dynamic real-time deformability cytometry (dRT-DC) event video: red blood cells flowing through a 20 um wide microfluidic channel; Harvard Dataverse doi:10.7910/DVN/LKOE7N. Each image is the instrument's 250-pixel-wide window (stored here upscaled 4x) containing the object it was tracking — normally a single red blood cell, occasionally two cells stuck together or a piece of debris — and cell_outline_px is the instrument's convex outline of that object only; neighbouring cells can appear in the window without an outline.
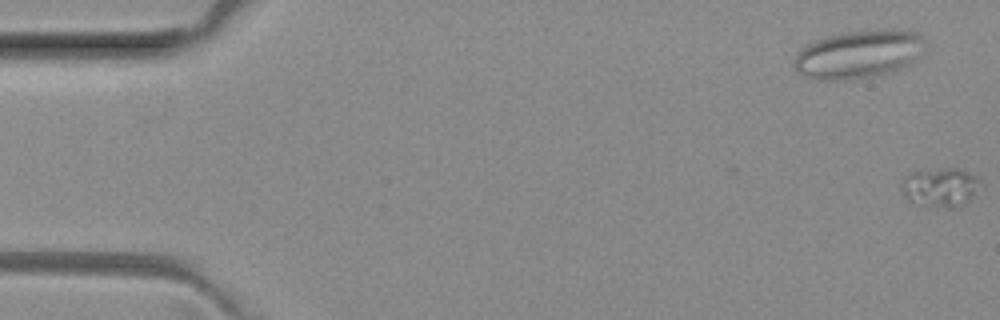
{"species": "common noctule bat (a hibernating species)", "species_latin": "Nyctalus noctula", "temperature_condition": "room temperature", "stored_images_in_passage": 3, "segment_of_instrument_passage": [2, 2], "camera_frame_rate_fps": 3000, "um_per_image_px": 0.085, "animal": {"sex": "female", "body_mass_g": 29.2, "forearm_length_mm": 56.3}, "frame": {"image": 1, "passage_image": 3, "time_ms": 0.667, "image_size_px": [1000, 320], "cell_outline_px": [[980, 180], [972, 196], [968, 200], [952, 208], [948, 208], [912, 204], [904, 196], [904, 184], [908, 176], [912, 172], [944, 168], [956, 168], [968, 172], [976, 176]], "centroid_in_image_um": [79.92, 15.93], "position_along_channel_um": 5.1, "area_um2": 17.28}}